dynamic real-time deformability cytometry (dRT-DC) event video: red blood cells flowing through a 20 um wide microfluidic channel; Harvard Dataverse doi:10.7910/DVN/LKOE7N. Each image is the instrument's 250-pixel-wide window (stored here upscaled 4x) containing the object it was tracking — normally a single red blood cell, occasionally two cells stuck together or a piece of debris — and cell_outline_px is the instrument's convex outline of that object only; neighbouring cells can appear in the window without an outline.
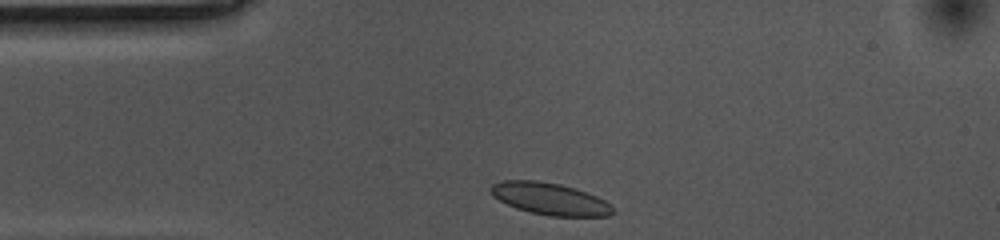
{"species": "common noctule bat (a hibernating species)", "species_latin": "Nyctalus noctula", "temperature_condition": "cold", "stored_images_in_passage": 32, "camera_frame_rate_fps": 3000, "um_per_image_px": 0.085, "animal": {"sex": "female", "body_mass_g": 10.0, "forearm_length_mm": 53.1}, "frame": {"image": 1, "passage_image": 1, "time_ms": 0.0, "image_size_px": [1000, 240], "cell_outline_px": [[612, 212], [608, 216], [548, 216], [528, 212], [516, 208], [492, 196], [488, 188], [492, 184], [504, 180], [536, 180], [560, 184], [596, 196], [612, 204]], "centroid_in_image_um": [46.69, 16.9], "position_along_channel_um": 38.3, "area_um2": 22.66}}
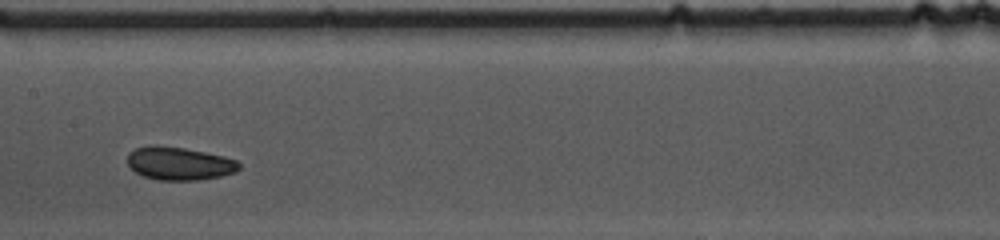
{"frame": {"image": 2, "passage_image": 16, "time_ms": 5.0, "image_size_px": [1000, 240], "cell_outline_px": [[240, 168], [236, 172], [220, 176], [196, 180], [156, 180], [144, 176], [136, 172], [128, 164], [128, 152], [136, 148], [148, 144], [156, 144], [184, 148], [224, 156], [236, 160], [240, 164]], "centroid_in_image_um": [15.22, 13.88], "position_along_channel_um": 192.2, "area_um2": 21.62}}
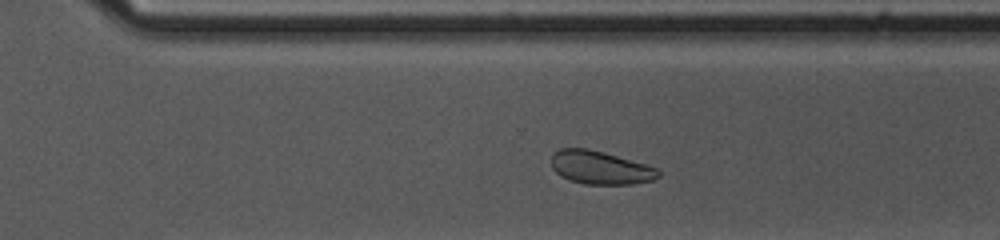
{"frame": {"image": 3, "passage_image": 27, "time_ms": 8.667, "image_size_px": [1000, 240], "cell_outline_px": [[660, 176], [652, 180], [632, 184], [584, 184], [560, 176], [552, 168], [552, 156], [560, 148], [588, 148], [604, 152], [648, 164], [656, 168], [660, 172]], "centroid_in_image_um": [51.05, 14.24], "position_along_channel_um": 319.6, "area_um2": 20.75}, "authors_computed_cell_mechanics": {"area_um2": 21.4438, "velocity_mm_per_s": 3.4914, "shape_relaxation_time_tau1_ms": 1.6579, "shape_relaxation_time_tau2_ms": null, "deformation_change_tau1": 0.0602, "deformation_change_tau2": null}}